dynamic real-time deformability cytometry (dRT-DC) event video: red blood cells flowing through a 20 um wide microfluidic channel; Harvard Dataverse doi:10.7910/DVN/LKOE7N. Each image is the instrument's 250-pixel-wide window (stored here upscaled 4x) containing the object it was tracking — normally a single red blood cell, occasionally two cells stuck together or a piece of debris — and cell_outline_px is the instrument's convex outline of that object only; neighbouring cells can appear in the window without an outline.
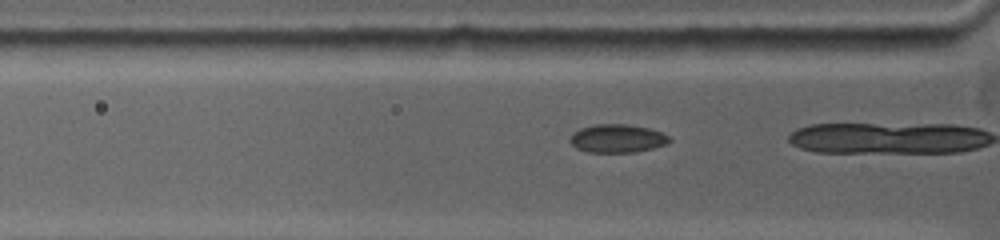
{"species": "common noctule bat (a hibernating species)", "species_latin": "Nyctalus noctula", "temperature_condition": "warm", "stored_images_in_passage": 30, "camera_frame_rate_fps": 5000, "um_per_image_px": 0.085, "animal": {"sex": "female", "body_mass_g": 19.0, "forearm_length_mm": 53.3}, "frame": {"image": 1, "passage_image": 5, "time_ms": 0.8, "image_size_px": [1000, 240], "cell_outline_px": [[672, 140], [664, 144], [652, 148], [636, 152], [588, 152], [576, 148], [568, 140], [580, 128], [596, 124], [628, 124], [648, 128], [660, 132], [668, 136]], "centroid_in_image_um": [52.46, 11.77], "position_along_channel_um": 73.3, "area_um2": 16.18}}
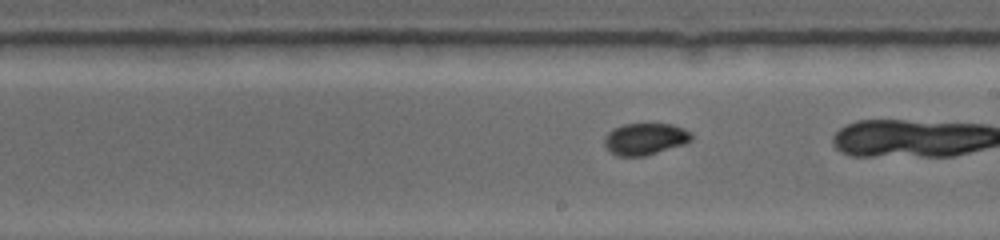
{"frame": {"image": 2, "passage_image": 26, "time_ms": 5.0, "image_size_px": [1000, 240], "cell_outline_px": [[692, 136], [688, 140], [680, 144], [644, 156], [620, 156], [612, 152], [604, 144], [604, 140], [608, 132], [624, 124], [672, 124], [684, 128], [692, 132]], "centroid_in_image_um": [54.81, 11.79], "position_along_channel_um": 234.2, "area_um2": 15.55}}